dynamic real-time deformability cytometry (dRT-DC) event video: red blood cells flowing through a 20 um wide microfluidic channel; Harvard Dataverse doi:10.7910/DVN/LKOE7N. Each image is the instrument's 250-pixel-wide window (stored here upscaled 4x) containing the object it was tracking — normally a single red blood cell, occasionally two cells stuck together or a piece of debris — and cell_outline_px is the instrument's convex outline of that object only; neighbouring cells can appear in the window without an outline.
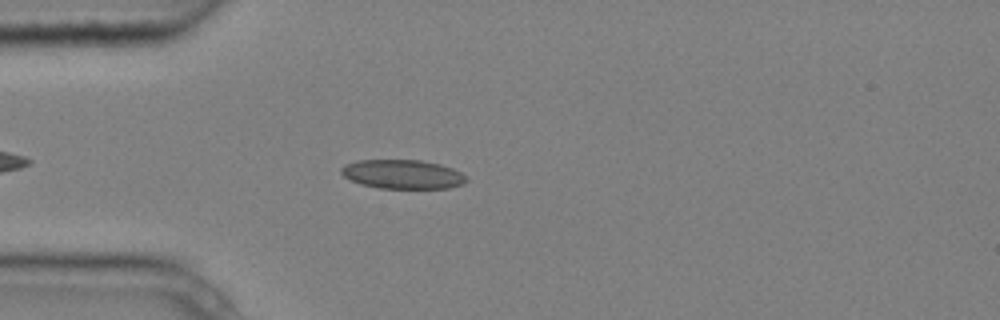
{"species": "common noctule bat (a hibernating species)", "species_latin": "Nyctalus noctula", "temperature_condition": "cold", "stored_images_in_passage": 4, "camera_frame_rate_fps": 3000, "um_per_image_px": 0.085, "animal": {"sex": "male", "body_mass_g": 20.4}, "frame": {"image": 1, "passage_image": 4, "time_ms": 1.0, "image_size_px": [1000, 320], "cell_outline_px": [[468, 180], [464, 184], [448, 188], [380, 188], [360, 184], [344, 176], [340, 172], [340, 168], [344, 164], [356, 160], [420, 160], [440, 164], [452, 168], [468, 176]], "centroid_in_image_um": [34.23, 14.81], "position_along_channel_um": 50.8, "area_um2": 21.33}}